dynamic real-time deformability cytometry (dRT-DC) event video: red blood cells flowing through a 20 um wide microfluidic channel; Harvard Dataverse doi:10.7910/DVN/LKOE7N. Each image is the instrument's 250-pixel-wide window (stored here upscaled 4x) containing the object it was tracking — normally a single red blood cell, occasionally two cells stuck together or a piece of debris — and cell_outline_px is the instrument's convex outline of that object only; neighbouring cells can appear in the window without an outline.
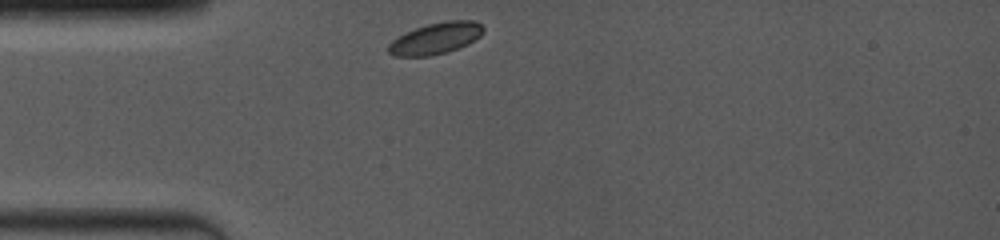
{"species": "common noctule bat (a hibernating species)", "species_latin": "Nyctalus noctula", "temperature_condition": "room temperature", "stored_images_in_passage": 30, "camera_frame_rate_fps": 4000, "um_per_image_px": 0.085, "animal": {"sex": "female", "body_mass_g": 19.0, "forearm_length_mm": 53.3}, "frame": {"image": 1, "passage_image": 1, "time_ms": 0.0, "image_size_px": [1000, 240], "cell_outline_px": [[484, 32], [480, 36], [468, 44], [448, 52], [428, 56], [396, 56], [388, 52], [388, 44], [396, 36], [404, 32], [428, 24], [444, 20], [476, 20], [484, 28]], "centroid_in_image_um": [37.03, 3.25], "position_along_channel_um": 48.0, "area_um2": 17.57}}
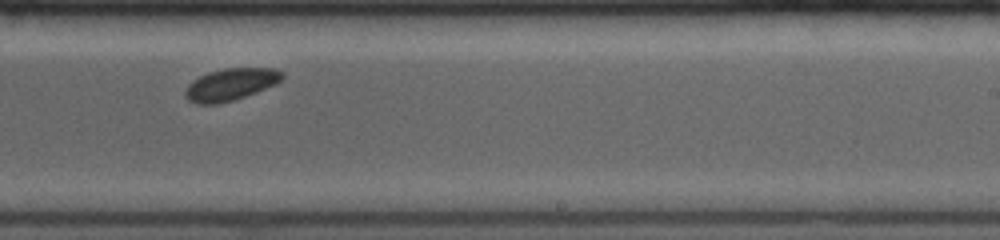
{"frame": {"image": 2, "passage_image": 18, "time_ms": 6.0, "image_size_px": [1000, 240], "cell_outline_px": [[284, 76], [276, 84], [236, 100], [216, 104], [196, 104], [188, 100], [184, 96], [184, 92], [188, 84], [192, 80], [208, 72], [224, 68], [276, 68], [284, 72]], "centroid_in_image_um": [19.6, 7.18], "position_along_channel_um": 269.4, "area_um2": 18.32}}
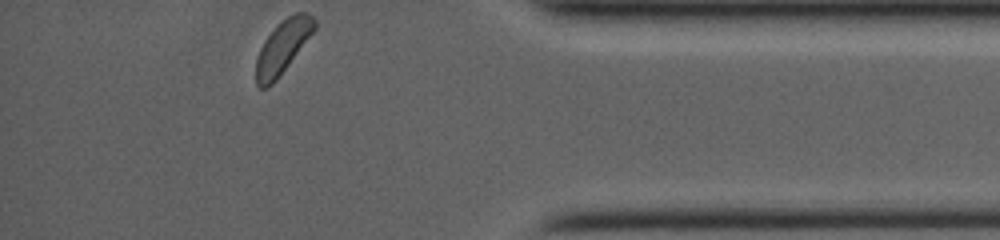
{"frame": {"image": 3, "passage_image": 30, "time_ms": 10.0, "image_size_px": [1000, 240], "cell_outline_px": [[316, 28], [276, 80], [268, 88], [260, 88], [256, 84], [256, 60], [260, 48], [264, 40], [288, 16], [296, 12], [308, 12], [316, 20]], "centroid_in_image_um": [24.03, 4.0], "position_along_channel_um": 411.2, "area_um2": 17.57}, "authors_computed_cell_mechanics": {"area_um2": 17.8891, "velocity_mm_per_s": 3.9365, "shape_relaxation_time_tau1_ms": null, "shape_relaxation_time_tau2_ms": 4.0584, "deformation_change_tau1": null, "deformation_change_tau2": 0.0508}}